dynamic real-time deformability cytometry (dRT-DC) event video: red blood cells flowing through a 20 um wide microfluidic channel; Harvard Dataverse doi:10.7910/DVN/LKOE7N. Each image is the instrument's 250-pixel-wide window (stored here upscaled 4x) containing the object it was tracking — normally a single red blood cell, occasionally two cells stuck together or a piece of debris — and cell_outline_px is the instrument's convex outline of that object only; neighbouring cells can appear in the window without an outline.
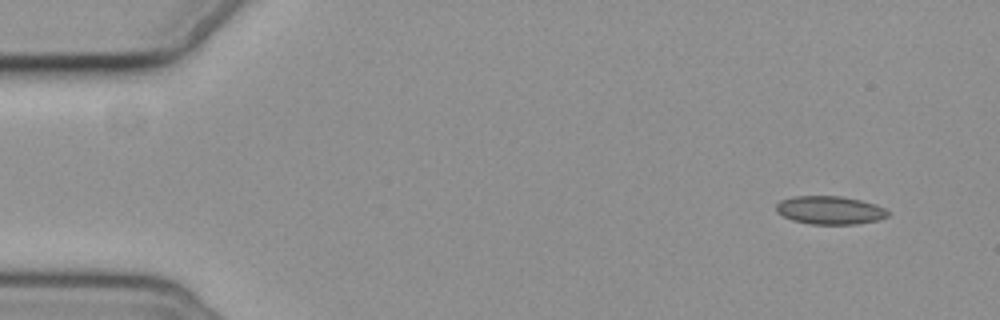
{"species": "common noctule bat (a hibernating species)", "species_latin": "Nyctalus noctula", "temperature_condition": "cold", "stored_images_in_passage": 4, "camera_frame_rate_fps": 3000, "um_per_image_px": 0.085, "animal": {"sex": "female", "body_mass_g": 19.3, "forearm_length_mm": 54.1}, "frame": {"image": 1, "passage_image": 1, "time_ms": 0.0, "image_size_px": [1000, 320], "cell_outline_px": [[888, 216], [876, 220], [856, 224], [812, 224], [792, 220], [776, 212], [776, 204], [780, 200], [792, 196], [840, 196], [860, 200], [876, 204], [884, 208], [888, 212]], "centroid_in_image_um": [70.51, 17.86], "position_along_channel_um": 14.5, "area_um2": 18.32}}